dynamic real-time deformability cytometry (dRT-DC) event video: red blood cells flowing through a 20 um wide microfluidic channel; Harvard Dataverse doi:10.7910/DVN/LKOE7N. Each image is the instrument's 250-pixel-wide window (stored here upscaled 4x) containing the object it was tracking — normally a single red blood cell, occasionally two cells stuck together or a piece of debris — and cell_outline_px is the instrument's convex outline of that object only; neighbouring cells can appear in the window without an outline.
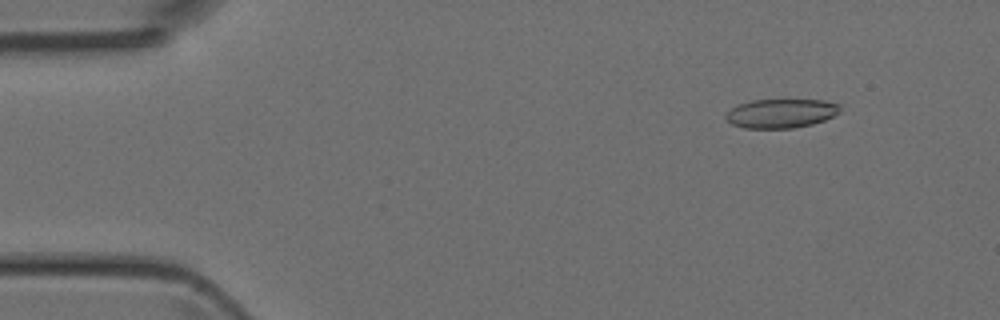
{"species": "Egyptian fruit bat (a non-hibernating species)", "species_latin": "Rousettus aegyptiacus", "temperature_condition": "room temperature", "stored_images_in_passage": 47, "camera_frame_rate_fps": 3000, "um_per_image_px": 0.085, "animal": {"sex": "female"}, "frame": {"image": 1, "passage_image": 5, "time_ms": 1.333, "image_size_px": [1000, 320], "cell_outline_px": [[840, 112], [824, 120], [812, 124], [792, 128], [744, 128], [732, 124], [724, 116], [732, 108], [740, 104], [752, 100], [824, 100], [840, 104]], "centroid_in_image_um": [66.4, 9.63], "position_along_channel_um": 18.6, "area_um2": 19.19}}
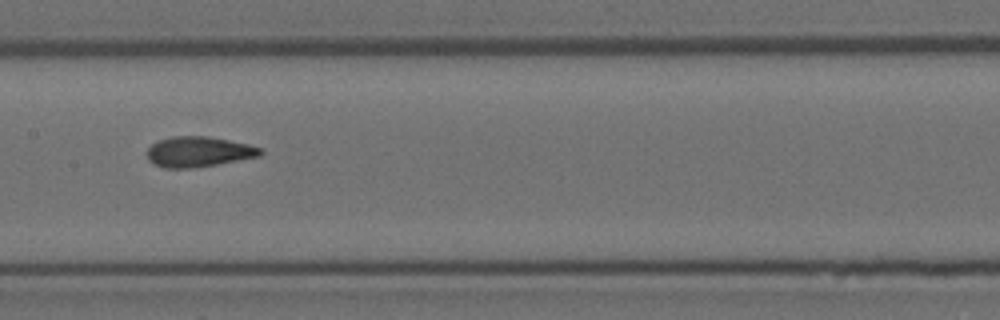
{"frame": {"image": 2, "passage_image": 23, "time_ms": 7.333, "image_size_px": [1000, 320], "cell_outline_px": [[264, 152], [260, 156], [216, 164], [192, 168], [164, 168], [152, 164], [148, 160], [148, 148], [152, 144], [160, 140], [172, 136], [208, 136], [248, 144], [264, 148]], "centroid_in_image_um": [16.89, 12.9], "position_along_channel_um": 190.5, "area_um2": 20.06}}
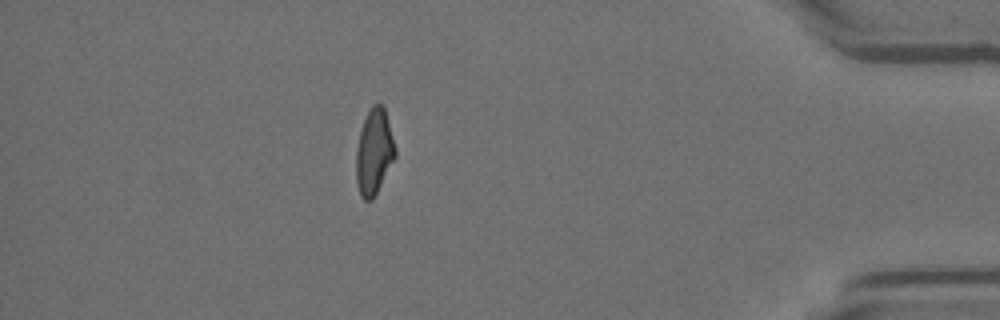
{"frame": {"image": 3, "passage_image": 41, "time_ms": 13.333, "image_size_px": [1000, 320], "cell_outline_px": [[396, 156], [372, 200], [364, 200], [360, 196], [356, 184], [356, 148], [360, 132], [364, 120], [372, 104], [380, 104], [384, 108], [396, 148]], "centroid_in_image_um": [31.78, 12.94], "position_along_channel_um": 403.4, "area_um2": 19.31}}